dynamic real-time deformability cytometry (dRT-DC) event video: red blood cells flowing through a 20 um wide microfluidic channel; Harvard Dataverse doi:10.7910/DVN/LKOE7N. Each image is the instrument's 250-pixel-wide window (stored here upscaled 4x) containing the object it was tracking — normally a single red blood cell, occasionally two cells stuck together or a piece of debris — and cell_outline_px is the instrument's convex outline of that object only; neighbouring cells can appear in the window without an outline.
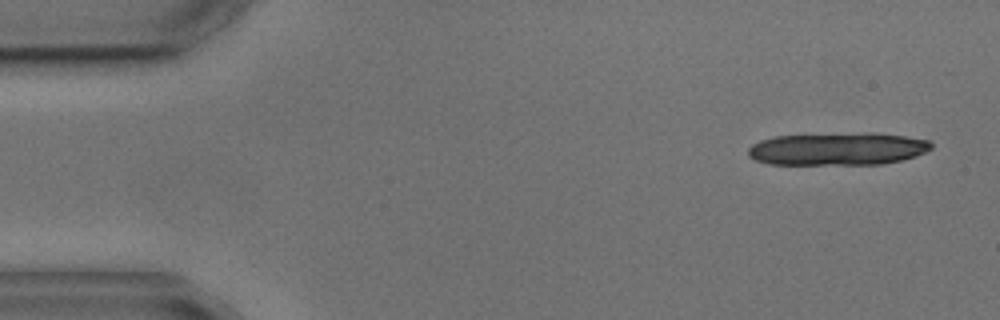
{"species": "common noctule bat (a hibernating species)", "species_latin": "Nyctalus noctula", "temperature_condition": "cold", "stored_images_in_passage": 6, "camera_frame_rate_fps": 3000, "um_per_image_px": 0.085, "animal": {"sex": "male", "body_mass_g": 17.9, "forearm_length_mm": 54.2}, "frame": {"image": 1, "passage_image": 1, "time_ms": 0.0, "image_size_px": [1000, 320], "cell_outline_px": [[932, 148], [916, 156], [900, 160], [880, 164], [768, 164], [756, 160], [748, 156], [748, 148], [752, 144], [760, 140], [776, 136], [872, 132], [904, 136], [928, 140], [932, 144]], "centroid_in_image_um": [71.19, 12.65], "position_along_channel_um": 13.8, "area_um2": 34.8}}
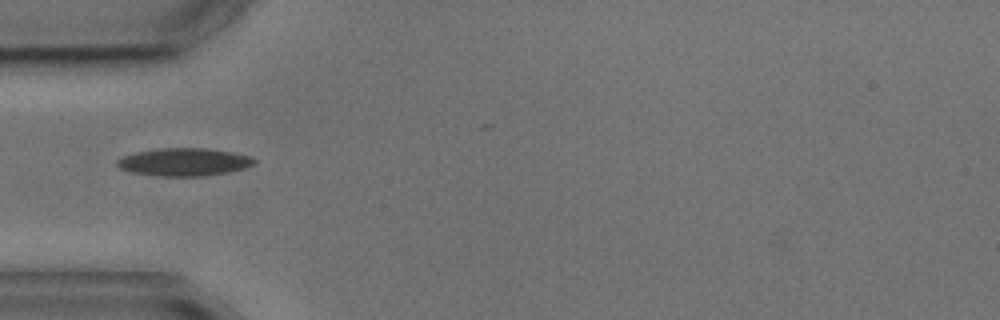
{"frame": {"image": 2, "passage_image": 4, "time_ms": 4.667, "image_size_px": [1000, 320], "cell_outline_px": [[256, 164], [248, 168], [228, 172], [204, 176], [156, 176], [128, 172], [120, 168], [116, 164], [116, 160], [124, 156], [136, 152], [160, 148], [204, 148], [232, 152], [252, 156], [256, 160]], "centroid_in_image_um": [15.67, 13.78], "position_along_channel_um": 69.3, "area_um2": 22.48}}